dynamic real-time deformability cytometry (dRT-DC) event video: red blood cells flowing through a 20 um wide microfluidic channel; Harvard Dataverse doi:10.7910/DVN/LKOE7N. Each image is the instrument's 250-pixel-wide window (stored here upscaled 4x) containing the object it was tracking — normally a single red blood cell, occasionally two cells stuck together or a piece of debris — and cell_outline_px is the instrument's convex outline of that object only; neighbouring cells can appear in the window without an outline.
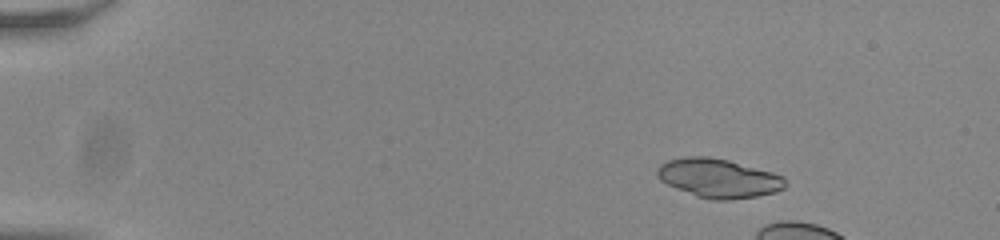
{"species": "common noctule bat (a hibernating species)", "species_latin": "Nyctalus noctula", "temperature_condition": "room temperature", "stored_images_in_passage": 19, "camera_frame_rate_fps": 3000, "um_per_image_px": 0.085, "animal": {"sex": "male", "body_mass_g": 20.0, "forearm_length_mm": 53.3}, "frame": {"image": 1, "passage_image": 9, "time_ms": 2.667, "image_size_px": [1000, 240], "cell_outline_px": [[788, 184], [784, 188], [776, 192], [756, 196], [732, 200], [712, 200], [696, 196], [676, 188], [660, 180], [656, 176], [656, 168], [660, 164], [668, 160], [684, 156], [708, 156], [728, 160], [772, 172], [784, 176]], "centroid_in_image_um": [61.07, 15.14], "position_along_channel_um": 23.9, "area_um2": 29.3}}